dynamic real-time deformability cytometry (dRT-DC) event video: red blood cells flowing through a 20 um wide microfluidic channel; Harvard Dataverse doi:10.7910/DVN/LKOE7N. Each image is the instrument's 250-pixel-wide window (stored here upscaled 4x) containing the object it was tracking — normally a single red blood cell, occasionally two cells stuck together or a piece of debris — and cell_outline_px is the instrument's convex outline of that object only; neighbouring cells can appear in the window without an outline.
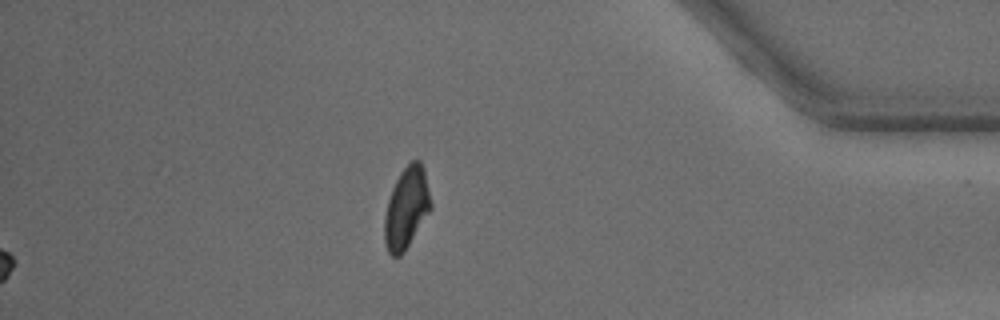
{"species": "common noctule bat (a hibernating species)", "species_latin": "Nyctalus noctula", "temperature_condition": "warm", "stored_images_in_passage": 33, "segment_of_instrument_passage": [2, 2], "camera_frame_rate_fps": 3000, "um_per_image_px": 0.085, "animal": {"sex": "male", "body_mass_g": 15.6}, "frame": {"image": 1, "passage_image": 33, "time_ms": 10.667, "image_size_px": [1000, 320], "cell_outline_px": [[432, 208], [404, 252], [400, 256], [392, 256], [388, 252], [384, 244], [384, 216], [388, 200], [392, 188], [400, 172], [412, 160], [420, 160], [424, 168], [432, 204]], "centroid_in_image_um": [34.55, 17.68], "position_along_channel_um": 400.7, "area_um2": 22.02}}